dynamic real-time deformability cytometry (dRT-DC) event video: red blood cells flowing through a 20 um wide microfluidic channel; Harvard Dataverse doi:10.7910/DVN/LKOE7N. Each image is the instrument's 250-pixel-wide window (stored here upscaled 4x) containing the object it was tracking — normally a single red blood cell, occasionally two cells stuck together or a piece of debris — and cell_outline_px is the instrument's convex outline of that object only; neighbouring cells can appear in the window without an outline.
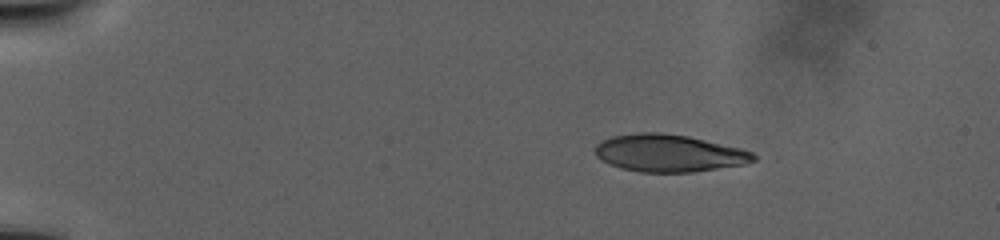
{"species": "human", "species_latin": "Homo sapiens", "temperature_condition": "warm", "stored_images_in_passage": 96, "camera_frame_rate_fps": 3000, "um_per_image_px": 0.085, "donor": {"sex": "male"}, "frame": {"image": 1, "passage_image": 1, "time_ms": 0.0, "image_size_px": [1000, 240], "cell_outline_px": [[756, 160], [744, 164], [692, 172], [640, 172], [620, 168], [608, 164], [596, 156], [596, 144], [600, 140], [612, 136], [640, 132], [660, 132], [688, 136], [740, 148], [752, 152], [756, 156]], "centroid_in_image_um": [56.83, 13.01], "position_along_channel_um": 28.2, "area_um2": 34.45}}
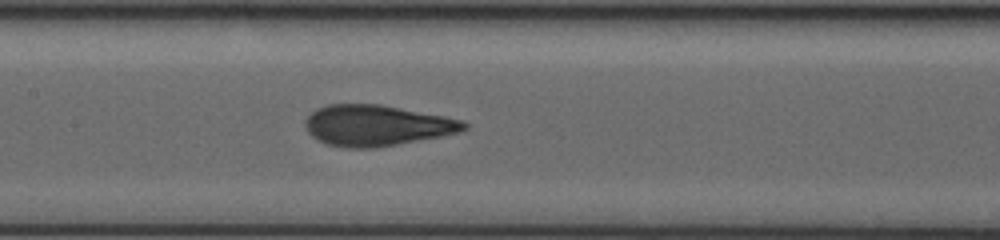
{"frame": {"image": 2, "passage_image": 50, "time_ms": 13.667, "image_size_px": [1000, 240], "cell_outline_px": [[468, 128], [460, 132], [440, 136], [376, 148], [348, 148], [324, 144], [312, 136], [308, 132], [304, 124], [304, 120], [316, 108], [328, 104], [380, 104], [444, 116], [464, 120], [468, 124]], "centroid_in_image_um": [32.0, 10.66], "position_along_channel_um": 175.4, "area_um2": 37.92}}
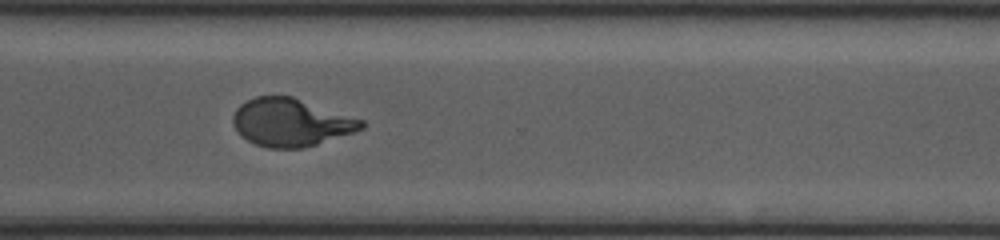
{"frame": {"image": 3, "passage_image": 95, "time_ms": 23.0, "image_size_px": [1000, 240], "cell_outline_px": [[364, 128], [304, 148], [268, 148], [256, 144], [240, 136], [232, 124], [232, 116], [236, 108], [240, 104], [256, 96], [292, 96], [364, 120]], "centroid_in_image_um": [24.68, 10.4], "position_along_channel_um": 345.9, "area_um2": 35.66}}